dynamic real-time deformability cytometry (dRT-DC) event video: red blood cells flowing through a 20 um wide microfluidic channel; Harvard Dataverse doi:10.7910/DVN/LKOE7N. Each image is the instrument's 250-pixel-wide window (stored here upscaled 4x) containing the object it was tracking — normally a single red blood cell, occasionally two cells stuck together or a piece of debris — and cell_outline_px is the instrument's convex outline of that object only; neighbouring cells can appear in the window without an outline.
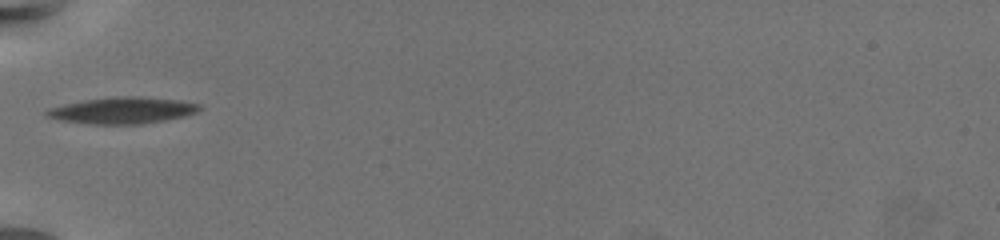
{"species": "common noctule bat (a hibernating species)", "species_latin": "Nyctalus noctula", "temperature_condition": "warm", "stored_images_in_passage": 38, "camera_frame_rate_fps": 3000, "um_per_image_px": 0.085, "animal": {"sex": "female", "body_mass_g": 19.5, "forearm_length_mm": 54.1}, "frame": {"image": 1, "passage_image": 1, "time_ms": 0.0, "image_size_px": [1000, 240], "cell_outline_px": [[200, 108], [196, 112], [184, 116], [164, 120], [140, 124], [92, 124], [60, 120], [44, 116], [44, 112], [48, 108], [64, 104], [84, 100], [124, 96], [140, 96], [180, 100], [200, 104]], "centroid_in_image_um": [10.38, 9.38], "position_along_channel_um": 74.6, "area_um2": 23.47}, "authors_computed_cell_mechanics": {"area_um2": 23.4957, "velocity_mm_per_s": 3.3561, "shape_relaxation_time_tau1_ms": 4.9468, "shape_relaxation_time_tau2_ms": 3.5746, "deformation_change_tau1": 0.1542, "deformation_change_tau2": 0.1094}}